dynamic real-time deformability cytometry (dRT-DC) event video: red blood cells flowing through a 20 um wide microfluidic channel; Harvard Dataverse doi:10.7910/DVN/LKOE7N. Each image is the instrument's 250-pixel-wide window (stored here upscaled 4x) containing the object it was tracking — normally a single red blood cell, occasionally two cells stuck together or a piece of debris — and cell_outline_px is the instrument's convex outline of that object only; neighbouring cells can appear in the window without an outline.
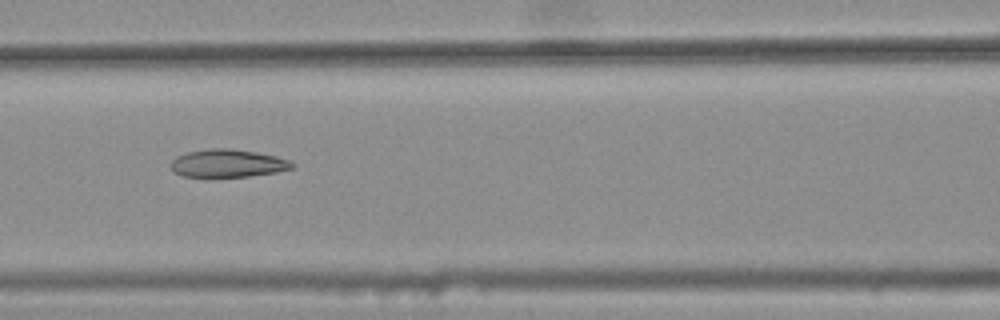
{"species": "common noctule bat (a hibernating species)", "species_latin": "Nyctalus noctula", "temperature_condition": "warm", "stored_images_in_passage": 10, "camera_frame_rate_fps": 3000, "um_per_image_px": 0.085, "animal": {"sex": "female", "body_mass_g": 25.1}, "frame": {"image": 1, "passage_image": 6, "time_ms": 1.667, "image_size_px": [1000, 320], "cell_outline_px": [[296, 164], [292, 168], [276, 172], [248, 176], [204, 180], [184, 176], [172, 172], [168, 164], [176, 156], [188, 152], [212, 148], [228, 148], [256, 152], [276, 156], [288, 160]], "centroid_in_image_um": [19.26, 13.93], "position_along_channel_um": 147.3, "area_um2": 20.52}}
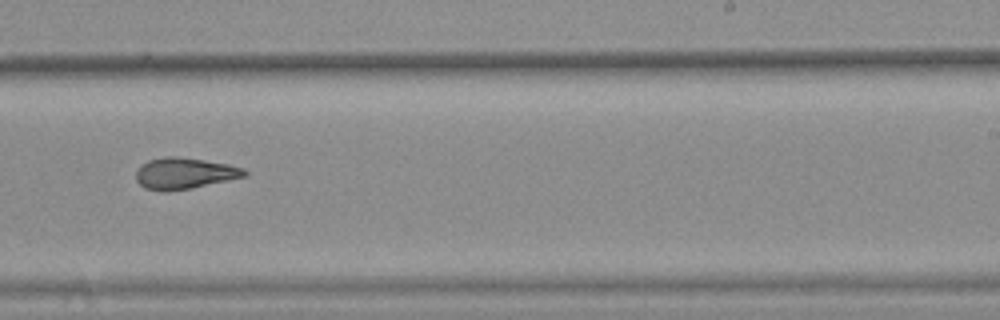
{"frame": {"image": 2, "passage_image": 9, "time_ms": 2.667, "image_size_px": [1000, 320], "cell_outline_px": [[248, 176], [192, 188], [168, 192], [164, 192], [144, 188], [136, 180], [136, 172], [148, 160], [164, 156], [176, 156], [204, 160], [228, 164], [244, 168], [248, 172]], "centroid_in_image_um": [15.7, 14.74], "position_along_channel_um": 273.3, "area_um2": 19.88}}
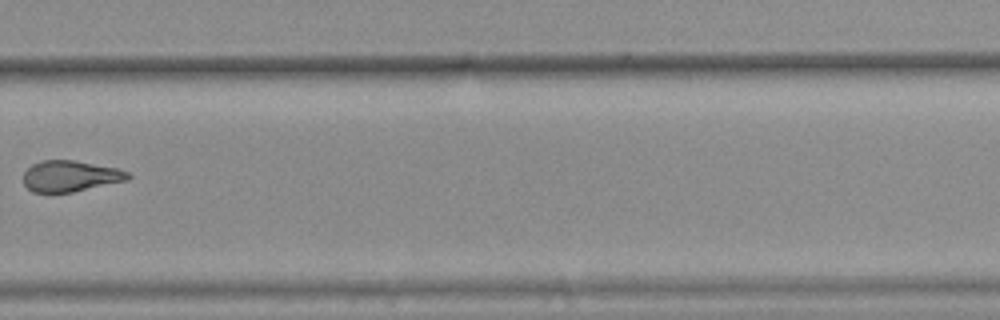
{"frame": {"image": 3, "passage_image": 10, "time_ms": 3.0, "image_size_px": [1000, 320], "cell_outline_px": [[132, 176], [128, 180], [72, 192], [32, 192], [24, 184], [24, 172], [32, 164], [40, 160], [72, 160], [116, 168], [128, 172]], "centroid_in_image_um": [5.97, 14.97], "position_along_channel_um": 323.8, "area_um2": 18.79}}